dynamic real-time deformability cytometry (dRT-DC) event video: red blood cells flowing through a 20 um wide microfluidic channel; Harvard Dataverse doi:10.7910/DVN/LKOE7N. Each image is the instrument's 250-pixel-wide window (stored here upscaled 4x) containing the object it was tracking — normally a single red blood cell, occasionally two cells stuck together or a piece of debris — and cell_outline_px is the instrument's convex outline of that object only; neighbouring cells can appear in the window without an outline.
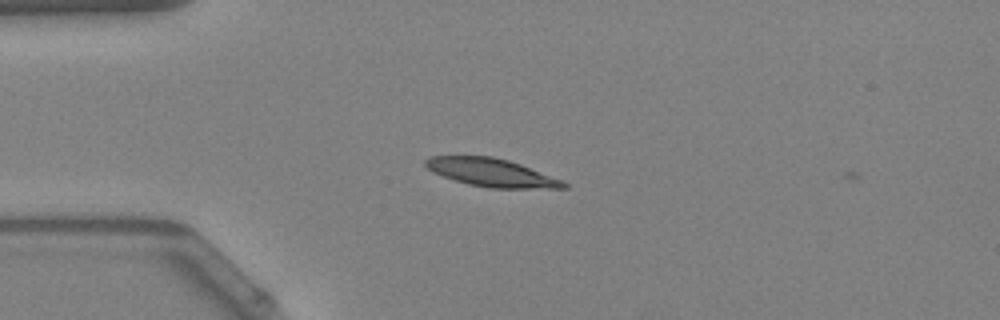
{"species": "Egyptian fruit bat (a non-hibernating species)", "species_latin": "Rousettus aegyptiacus", "temperature_condition": "warm", "stored_images_in_passage": 3, "camera_frame_rate_fps": 3000, "um_per_image_px": 0.085, "animal": {"sex": "female"}, "frame": {"image": 1, "passage_image": 2, "time_ms": 0.333, "image_size_px": [1000, 320], "cell_outline_px": [[568, 188], [488, 188], [468, 184], [432, 172], [424, 164], [424, 160], [428, 156], [492, 156], [508, 160], [520, 164], [564, 180], [568, 184]], "centroid_in_image_um": [41.79, 14.67], "position_along_channel_um": 43.2, "area_um2": 22.6}}